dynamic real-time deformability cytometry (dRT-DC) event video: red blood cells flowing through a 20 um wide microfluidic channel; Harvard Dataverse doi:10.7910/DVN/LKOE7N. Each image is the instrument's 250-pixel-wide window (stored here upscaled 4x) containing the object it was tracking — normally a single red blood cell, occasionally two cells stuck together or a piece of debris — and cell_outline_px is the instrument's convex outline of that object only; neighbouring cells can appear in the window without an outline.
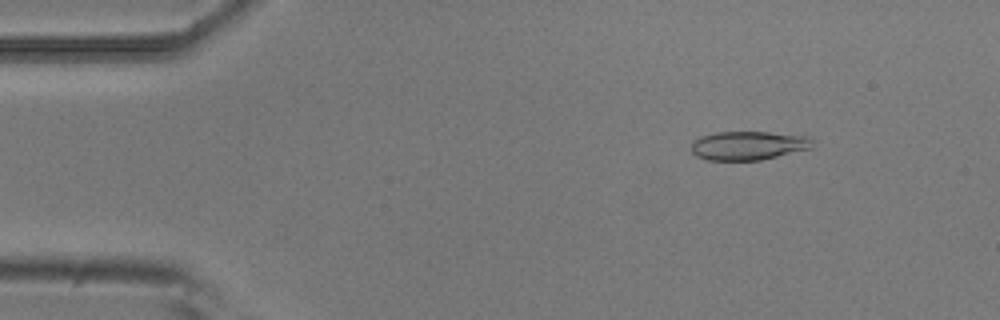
{"species": "common noctule bat (a hibernating species)", "species_latin": "Nyctalus noctula", "temperature_condition": "room temperature", "stored_images_in_passage": 8, "camera_frame_rate_fps": 3000, "um_per_image_px": 0.085, "animal": {"sex": "male", "body_mass_g": 20.5, "forearm_length_mm": 52.5}, "frame": {"image": 1, "passage_image": 2, "time_ms": 0.333, "image_size_px": [1000, 320], "cell_outline_px": [[812, 148], [760, 160], [708, 160], [696, 156], [692, 152], [692, 144], [700, 136], [716, 132], [768, 132], [808, 136], [812, 140]], "centroid_in_image_um": [63.61, 12.37], "position_along_channel_um": 21.4, "area_um2": 20.23}}
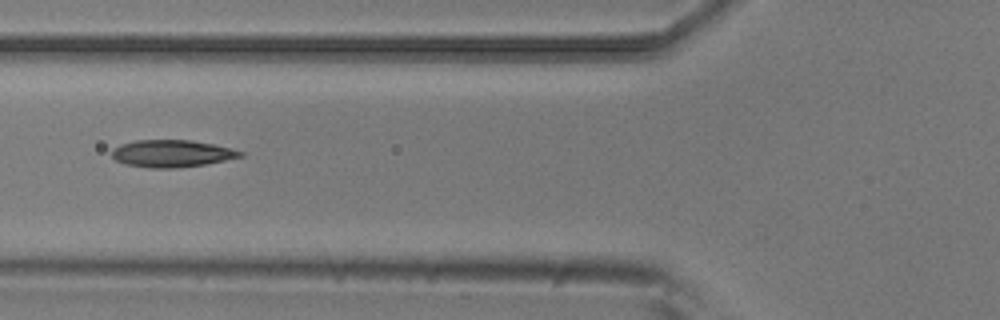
{"frame": {"image": 2, "passage_image": 5, "time_ms": 1.333, "image_size_px": [1000, 320], "cell_outline_px": [[244, 156], [204, 164], [176, 168], [148, 168], [124, 164], [116, 160], [112, 156], [112, 148], [120, 144], [136, 140], [192, 140], [212, 144], [244, 152]], "centroid_in_image_um": [14.55, 13.05], "position_along_channel_um": 111.2, "area_um2": 20.29}}
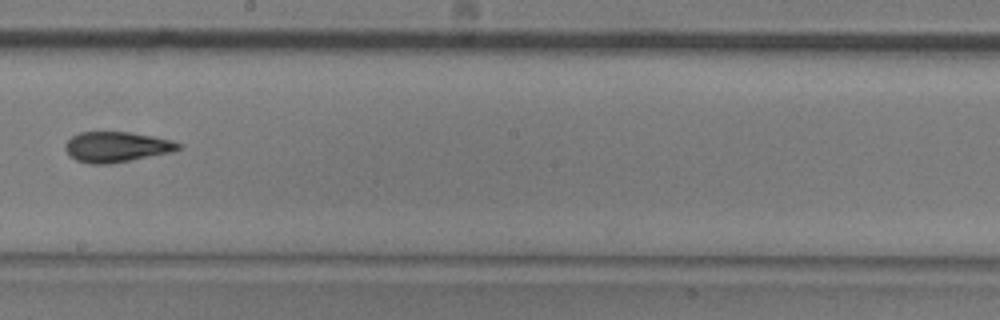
{"frame": {"image": 3, "passage_image": 8, "time_ms": 2.333, "image_size_px": [1000, 320], "cell_outline_px": [[184, 144], [180, 148], [172, 152], [108, 164], [92, 164], [76, 160], [68, 156], [64, 148], [64, 144], [72, 136], [80, 132], [132, 132], [156, 136], [172, 140]], "centroid_in_image_um": [9.91, 12.48], "position_along_channel_um": 238.3, "area_um2": 20.23}}